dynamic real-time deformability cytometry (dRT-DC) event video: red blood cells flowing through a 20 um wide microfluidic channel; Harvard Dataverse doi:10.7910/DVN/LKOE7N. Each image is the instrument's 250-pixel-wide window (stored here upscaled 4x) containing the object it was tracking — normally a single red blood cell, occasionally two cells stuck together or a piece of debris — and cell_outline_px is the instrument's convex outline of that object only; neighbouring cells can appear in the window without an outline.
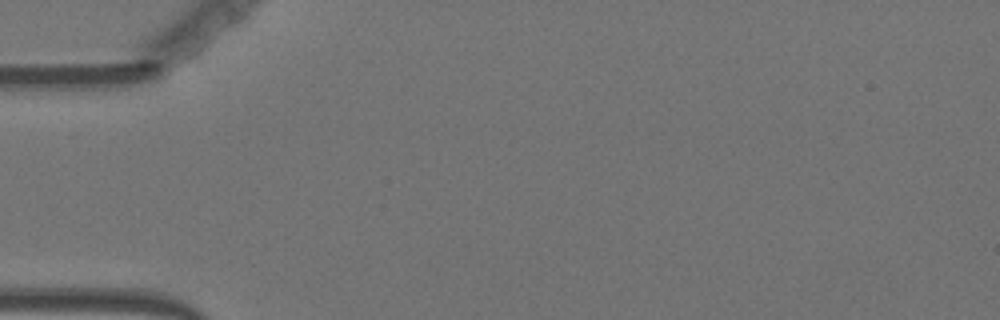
{"species": "Egyptian fruit bat (a non-hibernating species)", "species_latin": "Rousettus aegyptiacus", "temperature_condition": "warm", "stored_images_in_passage": 2, "camera_frame_rate_fps": 3000, "um_per_image_px": 0.085, "animal": {"sex": "female"}, "frame": {"image": 1, "passage_image": 1, "time_ms": 0.0, "image_size_px": [1000, 320], "cell_outline_px": [[252, 44], [232, 64], [192, 92], [176, 88], [236, 24], [248, 24], [252, 28]], "centroid_in_image_um": [18.67, 4.87], "position_along_channel_um": 66.3, "area_um2": 13.64}}